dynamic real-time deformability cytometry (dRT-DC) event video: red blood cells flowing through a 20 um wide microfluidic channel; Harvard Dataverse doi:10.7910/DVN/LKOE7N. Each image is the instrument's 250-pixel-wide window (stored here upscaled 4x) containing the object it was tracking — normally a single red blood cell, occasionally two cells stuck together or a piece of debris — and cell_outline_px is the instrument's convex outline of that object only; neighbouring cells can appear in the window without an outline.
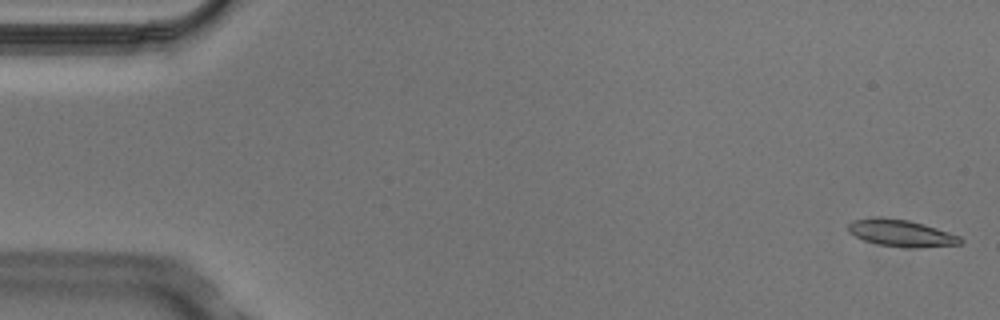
{"species": "Egyptian fruit bat (a non-hibernating species)", "species_latin": "Rousettus aegyptiacus", "temperature_condition": "cold", "stored_images_in_passage": 5, "camera_frame_rate_fps": 3000, "um_per_image_px": 0.085, "animal": {"sex": "male"}, "frame": {"image": 1, "passage_image": 1, "time_ms": 0.0, "image_size_px": [1000, 320], "cell_outline_px": [[964, 240], [960, 244], [912, 248], [904, 248], [876, 244], [864, 240], [848, 232], [848, 224], [852, 220], [876, 216], [880, 216], [908, 220], [924, 224], [960, 236]], "centroid_in_image_um": [76.56, 19.81], "position_along_channel_um": 8.4, "area_um2": 17.74}}